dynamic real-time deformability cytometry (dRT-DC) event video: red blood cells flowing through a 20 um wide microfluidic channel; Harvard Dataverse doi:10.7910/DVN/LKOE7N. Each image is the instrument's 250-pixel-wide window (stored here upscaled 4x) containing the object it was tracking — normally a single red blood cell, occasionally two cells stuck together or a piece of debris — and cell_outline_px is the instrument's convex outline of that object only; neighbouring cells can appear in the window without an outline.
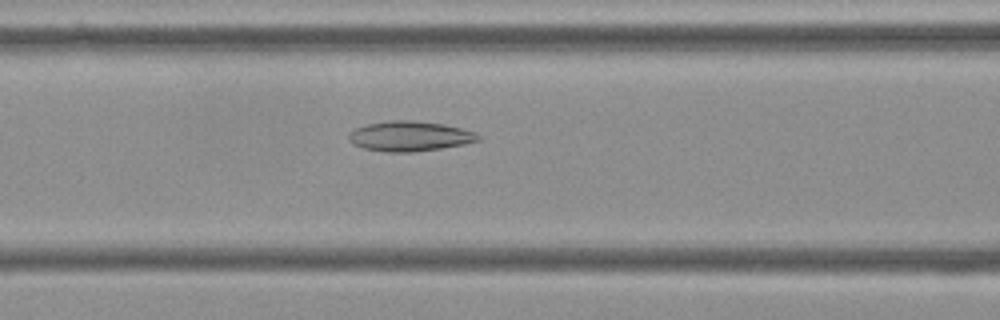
{"species": "Egyptian fruit bat (a non-hibernating species)", "species_latin": "Rousettus aegyptiacus", "temperature_condition": "cold", "stored_images_in_passage": 55, "camera_frame_rate_fps": 3000, "um_per_image_px": 0.085, "frame": {"image": 1, "passage_image": 22, "time_ms": 7.0, "image_size_px": [1000, 320], "cell_outline_px": [[480, 140], [464, 144], [440, 148], [412, 152], [388, 152], [364, 148], [352, 144], [348, 140], [348, 132], [356, 128], [368, 124], [388, 120], [408, 120], [444, 124], [476, 132], [480, 136]], "centroid_in_image_um": [34.8, 11.57], "position_along_channel_um": 131.8, "area_um2": 22.6}}
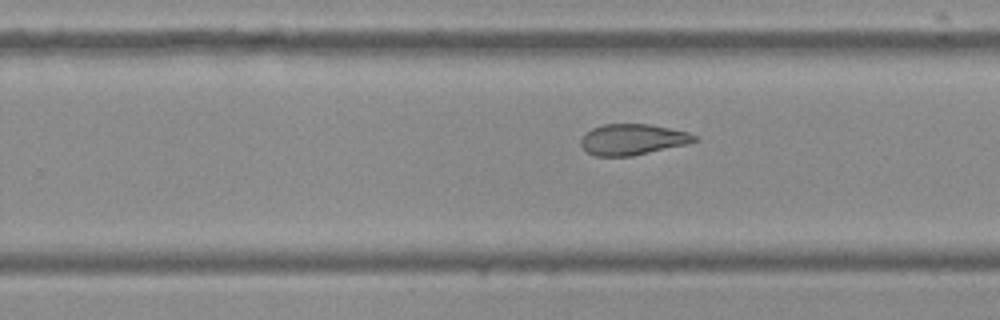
{"frame": {"image": 2, "passage_image": 34, "time_ms": 11.0, "image_size_px": [1000, 320], "cell_outline_px": [[700, 140], [688, 144], [632, 156], [596, 156], [588, 152], [580, 144], [580, 140], [584, 132], [592, 128], [604, 124], [648, 124], [688, 132], [700, 136]], "centroid_in_image_um": [53.8, 11.85], "position_along_channel_um": 276.0, "area_um2": 20.63}}
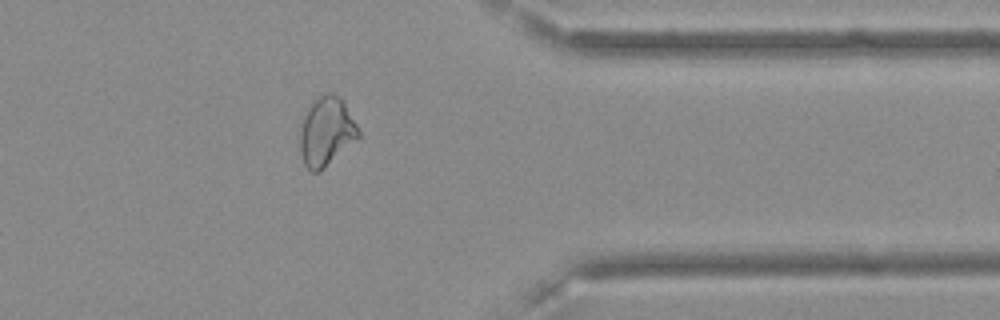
{"frame": {"image": 3, "passage_image": 44, "time_ms": 14.333, "image_size_px": [1000, 320], "cell_outline_px": [[360, 136], [320, 172], [312, 172], [304, 164], [300, 152], [300, 132], [308, 108], [320, 96], [328, 92], [332, 92], [344, 100], [360, 132]], "centroid_in_image_um": [27.75, 11.2], "position_along_channel_um": 383.6, "area_um2": 23.12}, "authors_computed_cell_mechanics": {"area_um2": 25.0852, "velocity_mm_per_s": 3.6097, "shape_relaxation_time_tau1_ms": null, "shape_relaxation_time_tau2_ms": 3.2751, "deformation_change_tau1": null, "deformation_change_tau2": 0.1004}}